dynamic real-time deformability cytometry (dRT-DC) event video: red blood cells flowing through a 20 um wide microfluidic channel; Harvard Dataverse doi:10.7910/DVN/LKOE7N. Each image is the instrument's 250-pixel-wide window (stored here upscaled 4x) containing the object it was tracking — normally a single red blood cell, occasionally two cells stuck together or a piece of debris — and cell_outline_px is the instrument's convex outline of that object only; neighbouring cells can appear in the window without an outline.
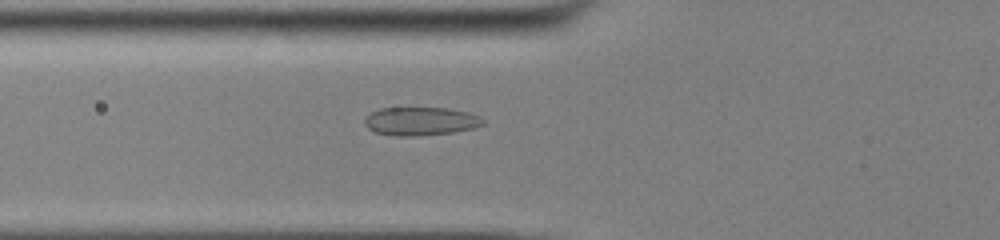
{"species": "common noctule bat (a hibernating species)", "species_latin": "Nyctalus noctula", "temperature_condition": "cold", "stored_images_in_passage": 50, "camera_frame_rate_fps": 3000, "um_per_image_px": 0.085, "animal": {"sex": "male", "body_mass_g": 13.0, "forearm_length_mm": 53.1}, "frame": {"image": 1, "passage_image": 17, "time_ms": 5.333, "image_size_px": [1000, 240], "cell_outline_px": [[484, 124], [472, 128], [452, 132], [420, 136], [396, 136], [376, 132], [368, 128], [364, 124], [364, 116], [380, 108], [448, 108], [468, 112], [480, 116], [484, 120]], "centroid_in_image_um": [35.73, 10.3], "position_along_channel_um": 90.1, "area_um2": 19.59}}
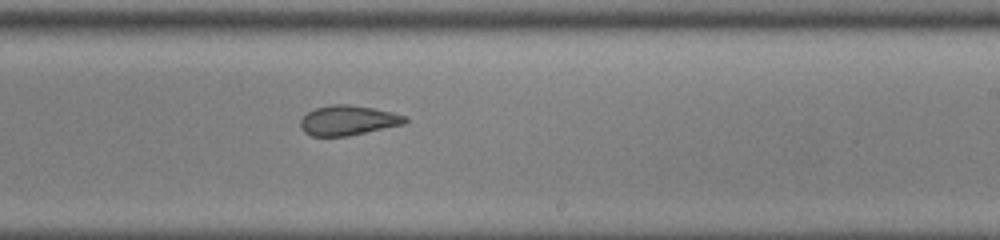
{"frame": {"image": 2, "passage_image": 30, "time_ms": 9.667, "image_size_px": [1000, 240], "cell_outline_px": [[408, 120], [404, 124], [348, 136], [312, 136], [304, 132], [300, 128], [300, 120], [308, 112], [316, 108], [332, 104], [348, 104], [372, 108], [392, 112], [408, 116]], "centroid_in_image_um": [29.59, 10.23], "position_along_channel_um": 259.4, "area_um2": 18.21}}
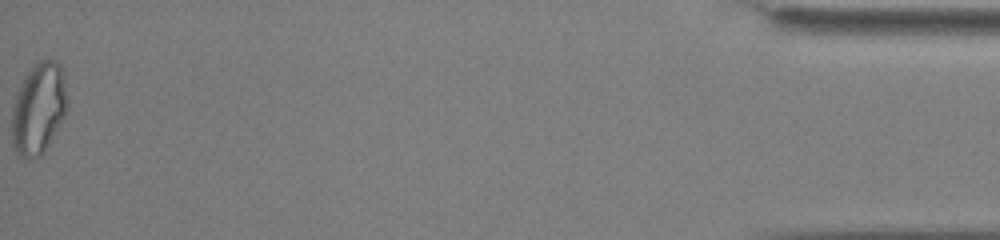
{"frame": {"image": 3, "passage_image": 50, "time_ms": 16.333, "image_size_px": [1000, 240], "cell_outline_px": [[68, 108], [64, 116], [48, 144], [40, 156], [28, 160], [20, 156], [16, 152], [12, 144], [12, 108], [16, 92], [24, 76], [32, 64], [36, 60], [56, 60], [60, 64], [64, 76], [68, 100]], "centroid_in_image_um": [3.27, 9.19], "position_along_channel_um": 431.9, "area_um2": 29.88}, "authors_computed_cell_mechanics": {"area_um2": 20.4612, "velocity_mm_per_s": 3.9083, "shape_relaxation_time_tau1_ms": null, "shape_relaxation_time_tau2_ms": 1.5115, "deformation_change_tau1": null, "deformation_change_tau2": 0.0613}}